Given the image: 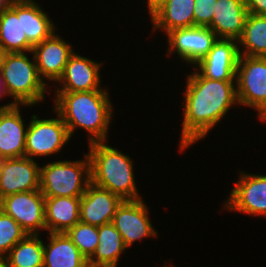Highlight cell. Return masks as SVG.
<instances>
[{
  "label": "cell",
  "mask_w": 266,
  "mask_h": 267,
  "mask_svg": "<svg viewBox=\"0 0 266 267\" xmlns=\"http://www.w3.org/2000/svg\"><path fill=\"white\" fill-rule=\"evenodd\" d=\"M179 148L185 150L205 137L232 105L238 103L236 81L212 80L198 70L188 75Z\"/></svg>",
  "instance_id": "6da1fadb"
},
{
  "label": "cell",
  "mask_w": 266,
  "mask_h": 267,
  "mask_svg": "<svg viewBox=\"0 0 266 267\" xmlns=\"http://www.w3.org/2000/svg\"><path fill=\"white\" fill-rule=\"evenodd\" d=\"M55 94V112L63 119L70 137L80 127L90 133L89 144L107 141L113 107L106 90Z\"/></svg>",
  "instance_id": "7a4b0ae2"
},
{
  "label": "cell",
  "mask_w": 266,
  "mask_h": 267,
  "mask_svg": "<svg viewBox=\"0 0 266 267\" xmlns=\"http://www.w3.org/2000/svg\"><path fill=\"white\" fill-rule=\"evenodd\" d=\"M91 182L118 195L122 200H139L132 160L105 141L89 144Z\"/></svg>",
  "instance_id": "3957f363"
},
{
  "label": "cell",
  "mask_w": 266,
  "mask_h": 267,
  "mask_svg": "<svg viewBox=\"0 0 266 267\" xmlns=\"http://www.w3.org/2000/svg\"><path fill=\"white\" fill-rule=\"evenodd\" d=\"M33 61L25 52L6 53L2 66V79L8 95L15 104L32 106L43 101L47 88L39 77L35 58Z\"/></svg>",
  "instance_id": "277c9868"
},
{
  "label": "cell",
  "mask_w": 266,
  "mask_h": 267,
  "mask_svg": "<svg viewBox=\"0 0 266 267\" xmlns=\"http://www.w3.org/2000/svg\"><path fill=\"white\" fill-rule=\"evenodd\" d=\"M39 178L40 191L44 197H81L91 183L89 155L85 154L81 161L47 163L40 167Z\"/></svg>",
  "instance_id": "5b68a950"
},
{
  "label": "cell",
  "mask_w": 266,
  "mask_h": 267,
  "mask_svg": "<svg viewBox=\"0 0 266 267\" xmlns=\"http://www.w3.org/2000/svg\"><path fill=\"white\" fill-rule=\"evenodd\" d=\"M235 81L238 104L256 109L265 121L266 57L239 56Z\"/></svg>",
  "instance_id": "8992f818"
},
{
  "label": "cell",
  "mask_w": 266,
  "mask_h": 267,
  "mask_svg": "<svg viewBox=\"0 0 266 267\" xmlns=\"http://www.w3.org/2000/svg\"><path fill=\"white\" fill-rule=\"evenodd\" d=\"M39 119L31 117L26 133L25 157L49 156L61 151L64 144L71 138L63 119Z\"/></svg>",
  "instance_id": "52a82bcc"
},
{
  "label": "cell",
  "mask_w": 266,
  "mask_h": 267,
  "mask_svg": "<svg viewBox=\"0 0 266 267\" xmlns=\"http://www.w3.org/2000/svg\"><path fill=\"white\" fill-rule=\"evenodd\" d=\"M1 210L11 216L27 234L46 231L45 197L40 190L20 192L2 198Z\"/></svg>",
  "instance_id": "ba28073f"
},
{
  "label": "cell",
  "mask_w": 266,
  "mask_h": 267,
  "mask_svg": "<svg viewBox=\"0 0 266 267\" xmlns=\"http://www.w3.org/2000/svg\"><path fill=\"white\" fill-rule=\"evenodd\" d=\"M239 176L224 209L266 217V175L241 172Z\"/></svg>",
  "instance_id": "9c48e42d"
},
{
  "label": "cell",
  "mask_w": 266,
  "mask_h": 267,
  "mask_svg": "<svg viewBox=\"0 0 266 267\" xmlns=\"http://www.w3.org/2000/svg\"><path fill=\"white\" fill-rule=\"evenodd\" d=\"M148 210L142 199L123 200L117 207L112 223L121 234L126 248L144 237H157Z\"/></svg>",
  "instance_id": "30bf717a"
},
{
  "label": "cell",
  "mask_w": 266,
  "mask_h": 267,
  "mask_svg": "<svg viewBox=\"0 0 266 267\" xmlns=\"http://www.w3.org/2000/svg\"><path fill=\"white\" fill-rule=\"evenodd\" d=\"M40 166L28 157L0 160L1 199L20 192L40 190Z\"/></svg>",
  "instance_id": "8fae6325"
},
{
  "label": "cell",
  "mask_w": 266,
  "mask_h": 267,
  "mask_svg": "<svg viewBox=\"0 0 266 267\" xmlns=\"http://www.w3.org/2000/svg\"><path fill=\"white\" fill-rule=\"evenodd\" d=\"M167 36L169 55L176 51L180 59L191 65H196L201 61L218 39L209 27L199 26L175 29Z\"/></svg>",
  "instance_id": "7c38bea8"
},
{
  "label": "cell",
  "mask_w": 266,
  "mask_h": 267,
  "mask_svg": "<svg viewBox=\"0 0 266 267\" xmlns=\"http://www.w3.org/2000/svg\"><path fill=\"white\" fill-rule=\"evenodd\" d=\"M238 47V40L218 38L207 55L194 67L206 78L234 81L240 56Z\"/></svg>",
  "instance_id": "4fadbf2b"
},
{
  "label": "cell",
  "mask_w": 266,
  "mask_h": 267,
  "mask_svg": "<svg viewBox=\"0 0 266 267\" xmlns=\"http://www.w3.org/2000/svg\"><path fill=\"white\" fill-rule=\"evenodd\" d=\"M39 77L43 80L58 81L64 68L74 53L71 45L55 34L34 46L32 49Z\"/></svg>",
  "instance_id": "5bb4252c"
},
{
  "label": "cell",
  "mask_w": 266,
  "mask_h": 267,
  "mask_svg": "<svg viewBox=\"0 0 266 267\" xmlns=\"http://www.w3.org/2000/svg\"><path fill=\"white\" fill-rule=\"evenodd\" d=\"M122 201L118 195L91 182L81 196L80 221L94 226L110 223Z\"/></svg>",
  "instance_id": "9a60e30c"
},
{
  "label": "cell",
  "mask_w": 266,
  "mask_h": 267,
  "mask_svg": "<svg viewBox=\"0 0 266 267\" xmlns=\"http://www.w3.org/2000/svg\"><path fill=\"white\" fill-rule=\"evenodd\" d=\"M101 65L102 63H97L74 52L57 81L59 84L62 83V87L57 88L56 92L104 90L100 86Z\"/></svg>",
  "instance_id": "2e32d148"
},
{
  "label": "cell",
  "mask_w": 266,
  "mask_h": 267,
  "mask_svg": "<svg viewBox=\"0 0 266 267\" xmlns=\"http://www.w3.org/2000/svg\"><path fill=\"white\" fill-rule=\"evenodd\" d=\"M20 112V104L0 110V160L25 157L28 126Z\"/></svg>",
  "instance_id": "e0dca14e"
},
{
  "label": "cell",
  "mask_w": 266,
  "mask_h": 267,
  "mask_svg": "<svg viewBox=\"0 0 266 267\" xmlns=\"http://www.w3.org/2000/svg\"><path fill=\"white\" fill-rule=\"evenodd\" d=\"M211 24L218 38L238 40L243 33L248 10L245 0H217Z\"/></svg>",
  "instance_id": "ac0fdd59"
},
{
  "label": "cell",
  "mask_w": 266,
  "mask_h": 267,
  "mask_svg": "<svg viewBox=\"0 0 266 267\" xmlns=\"http://www.w3.org/2000/svg\"><path fill=\"white\" fill-rule=\"evenodd\" d=\"M81 197H45V223L49 233H66L80 221Z\"/></svg>",
  "instance_id": "d6986e66"
},
{
  "label": "cell",
  "mask_w": 266,
  "mask_h": 267,
  "mask_svg": "<svg viewBox=\"0 0 266 267\" xmlns=\"http://www.w3.org/2000/svg\"><path fill=\"white\" fill-rule=\"evenodd\" d=\"M17 16H22V30L34 47L55 32V25L39 4L33 0H17Z\"/></svg>",
  "instance_id": "ffe728a7"
},
{
  "label": "cell",
  "mask_w": 266,
  "mask_h": 267,
  "mask_svg": "<svg viewBox=\"0 0 266 267\" xmlns=\"http://www.w3.org/2000/svg\"><path fill=\"white\" fill-rule=\"evenodd\" d=\"M50 243L43 244V267H83L88 260L66 233H49Z\"/></svg>",
  "instance_id": "44dd1931"
},
{
  "label": "cell",
  "mask_w": 266,
  "mask_h": 267,
  "mask_svg": "<svg viewBox=\"0 0 266 267\" xmlns=\"http://www.w3.org/2000/svg\"><path fill=\"white\" fill-rule=\"evenodd\" d=\"M195 0H167L151 17L153 29L166 34L182 28L194 27Z\"/></svg>",
  "instance_id": "7402d4cb"
},
{
  "label": "cell",
  "mask_w": 266,
  "mask_h": 267,
  "mask_svg": "<svg viewBox=\"0 0 266 267\" xmlns=\"http://www.w3.org/2000/svg\"><path fill=\"white\" fill-rule=\"evenodd\" d=\"M0 48L5 53L32 52L22 30V16H17V0L0 11Z\"/></svg>",
  "instance_id": "603a6c76"
},
{
  "label": "cell",
  "mask_w": 266,
  "mask_h": 267,
  "mask_svg": "<svg viewBox=\"0 0 266 267\" xmlns=\"http://www.w3.org/2000/svg\"><path fill=\"white\" fill-rule=\"evenodd\" d=\"M99 241L89 264L101 267H116L122 252L127 249L121 234L112 222L98 226Z\"/></svg>",
  "instance_id": "cb8c5ba5"
},
{
  "label": "cell",
  "mask_w": 266,
  "mask_h": 267,
  "mask_svg": "<svg viewBox=\"0 0 266 267\" xmlns=\"http://www.w3.org/2000/svg\"><path fill=\"white\" fill-rule=\"evenodd\" d=\"M240 56L266 57V16L248 13L242 36L238 39ZM241 50L243 52H241Z\"/></svg>",
  "instance_id": "d4e9b609"
},
{
  "label": "cell",
  "mask_w": 266,
  "mask_h": 267,
  "mask_svg": "<svg viewBox=\"0 0 266 267\" xmlns=\"http://www.w3.org/2000/svg\"><path fill=\"white\" fill-rule=\"evenodd\" d=\"M38 235L28 234L5 256L6 267H43V242Z\"/></svg>",
  "instance_id": "484cf974"
},
{
  "label": "cell",
  "mask_w": 266,
  "mask_h": 267,
  "mask_svg": "<svg viewBox=\"0 0 266 267\" xmlns=\"http://www.w3.org/2000/svg\"><path fill=\"white\" fill-rule=\"evenodd\" d=\"M66 234L87 260L93 256L99 241L98 226L79 221Z\"/></svg>",
  "instance_id": "4316f807"
},
{
  "label": "cell",
  "mask_w": 266,
  "mask_h": 267,
  "mask_svg": "<svg viewBox=\"0 0 266 267\" xmlns=\"http://www.w3.org/2000/svg\"><path fill=\"white\" fill-rule=\"evenodd\" d=\"M27 235L11 216L0 210V256L5 257L12 247Z\"/></svg>",
  "instance_id": "83f0119b"
},
{
  "label": "cell",
  "mask_w": 266,
  "mask_h": 267,
  "mask_svg": "<svg viewBox=\"0 0 266 267\" xmlns=\"http://www.w3.org/2000/svg\"><path fill=\"white\" fill-rule=\"evenodd\" d=\"M217 0H195L194 26L208 27L216 9Z\"/></svg>",
  "instance_id": "f1b7e54d"
},
{
  "label": "cell",
  "mask_w": 266,
  "mask_h": 267,
  "mask_svg": "<svg viewBox=\"0 0 266 267\" xmlns=\"http://www.w3.org/2000/svg\"><path fill=\"white\" fill-rule=\"evenodd\" d=\"M245 4L248 13L266 16V0H245Z\"/></svg>",
  "instance_id": "f546056e"
},
{
  "label": "cell",
  "mask_w": 266,
  "mask_h": 267,
  "mask_svg": "<svg viewBox=\"0 0 266 267\" xmlns=\"http://www.w3.org/2000/svg\"><path fill=\"white\" fill-rule=\"evenodd\" d=\"M148 11L152 17L166 2L167 0H147Z\"/></svg>",
  "instance_id": "4dcf8cb0"
},
{
  "label": "cell",
  "mask_w": 266,
  "mask_h": 267,
  "mask_svg": "<svg viewBox=\"0 0 266 267\" xmlns=\"http://www.w3.org/2000/svg\"><path fill=\"white\" fill-rule=\"evenodd\" d=\"M8 95L7 92H6V89H5V86H4V82H3V79H2V75L0 73V98L4 97ZM15 105L14 102H10L6 105H3V106H0V110H6V109H9L11 107H13Z\"/></svg>",
  "instance_id": "1f68e13d"
},
{
  "label": "cell",
  "mask_w": 266,
  "mask_h": 267,
  "mask_svg": "<svg viewBox=\"0 0 266 267\" xmlns=\"http://www.w3.org/2000/svg\"><path fill=\"white\" fill-rule=\"evenodd\" d=\"M16 0H0V11L6 7H10Z\"/></svg>",
  "instance_id": "d6a6232c"
},
{
  "label": "cell",
  "mask_w": 266,
  "mask_h": 267,
  "mask_svg": "<svg viewBox=\"0 0 266 267\" xmlns=\"http://www.w3.org/2000/svg\"><path fill=\"white\" fill-rule=\"evenodd\" d=\"M5 52L0 48V73L2 71L3 62L5 59Z\"/></svg>",
  "instance_id": "836d02e7"
},
{
  "label": "cell",
  "mask_w": 266,
  "mask_h": 267,
  "mask_svg": "<svg viewBox=\"0 0 266 267\" xmlns=\"http://www.w3.org/2000/svg\"><path fill=\"white\" fill-rule=\"evenodd\" d=\"M0 267H6L5 257L0 256Z\"/></svg>",
  "instance_id": "e575fe53"
},
{
  "label": "cell",
  "mask_w": 266,
  "mask_h": 267,
  "mask_svg": "<svg viewBox=\"0 0 266 267\" xmlns=\"http://www.w3.org/2000/svg\"><path fill=\"white\" fill-rule=\"evenodd\" d=\"M83 267H101V266L92 265V264H89V263L87 262Z\"/></svg>",
  "instance_id": "d590c367"
}]
</instances>
